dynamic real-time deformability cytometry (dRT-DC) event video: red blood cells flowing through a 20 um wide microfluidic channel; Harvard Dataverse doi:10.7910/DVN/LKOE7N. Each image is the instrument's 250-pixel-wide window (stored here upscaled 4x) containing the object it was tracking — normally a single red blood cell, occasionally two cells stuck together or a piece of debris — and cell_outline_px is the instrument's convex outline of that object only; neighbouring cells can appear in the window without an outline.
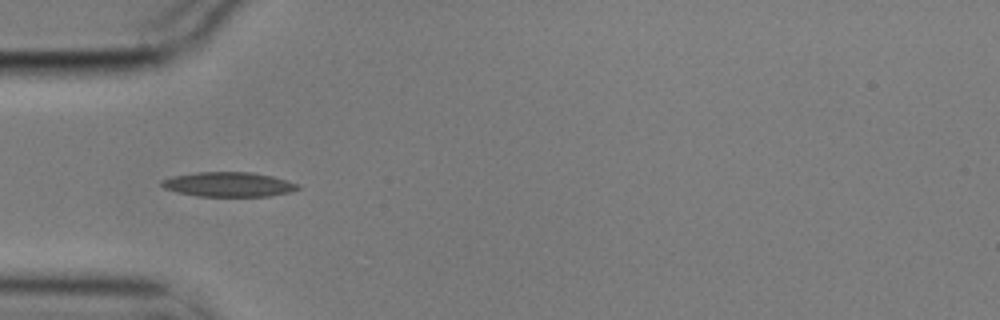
{"species": "common noctule bat (a hibernating species)", "species_latin": "Nyctalus noctula", "temperature_condition": "cold", "stored_images_in_passage": 4, "camera_frame_rate_fps": 3000, "um_per_image_px": 0.085, "animal": {"sex": "male", "body_mass_g": 17.9}, "frame": {"image": 1, "passage_image": 4, "time_ms": 1.0, "image_size_px": [1000, 320], "cell_outline_px": [[300, 188], [292, 192], [272, 196], [196, 196], [176, 192], [164, 188], [160, 184], [160, 180], [172, 176], [196, 172], [252, 172], [272, 176], [300, 184]], "centroid_in_image_um": [19.43, 15.67], "position_along_channel_um": 65.6, "area_um2": 19.77}}